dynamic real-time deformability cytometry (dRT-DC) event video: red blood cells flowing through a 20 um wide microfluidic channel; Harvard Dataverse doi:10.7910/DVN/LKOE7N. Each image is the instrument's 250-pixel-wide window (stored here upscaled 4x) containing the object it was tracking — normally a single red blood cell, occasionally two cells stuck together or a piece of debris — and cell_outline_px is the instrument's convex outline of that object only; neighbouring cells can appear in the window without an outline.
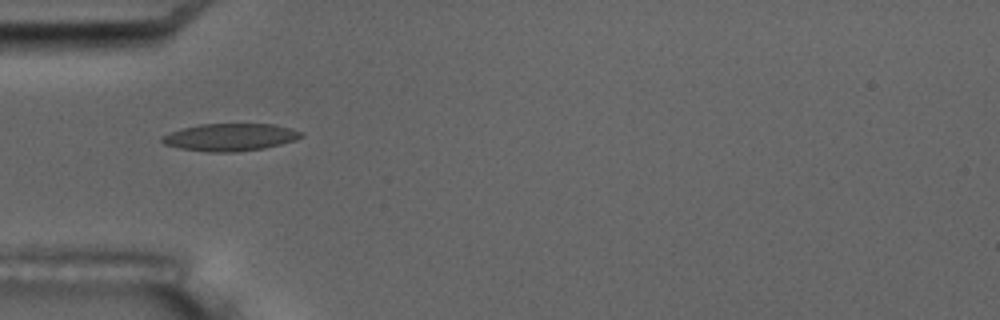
{"species": "common noctule bat (a hibernating species)", "species_latin": "Nyctalus noctula", "temperature_condition": "room temperature", "stored_images_in_passage": 3, "camera_frame_rate_fps": 3000, "um_per_image_px": 0.085, "animal": {"sex": "male", "body_mass_g": 17.5, "forearm_length_mm": 52.3}, "frame": {"image": 1, "passage_image": 2, "time_ms": 1.333, "image_size_px": [1000, 320], "cell_outline_px": [[304, 136], [296, 140], [264, 148], [236, 152], [208, 152], [180, 148], [164, 144], [160, 140], [160, 136], [180, 128], [200, 124], [272, 124], [292, 128], [304, 132]], "centroid_in_image_um": [19.56, 11.66], "position_along_channel_um": 65.4, "area_um2": 22.43}}